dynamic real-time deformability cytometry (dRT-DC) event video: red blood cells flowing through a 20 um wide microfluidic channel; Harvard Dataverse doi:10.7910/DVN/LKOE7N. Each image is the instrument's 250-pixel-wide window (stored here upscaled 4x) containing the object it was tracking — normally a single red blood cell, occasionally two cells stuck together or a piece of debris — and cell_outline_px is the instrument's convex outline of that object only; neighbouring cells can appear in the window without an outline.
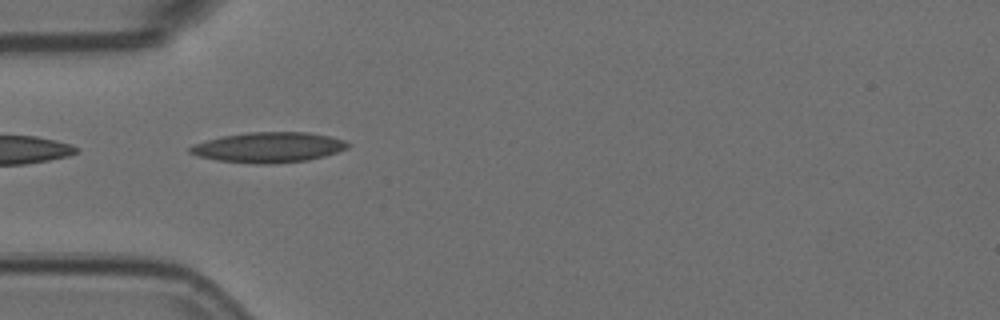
{"species": "Egyptian fruit bat (a non-hibernating species)", "species_latin": "Rousettus aegyptiacus", "temperature_condition": "room temperature", "stored_images_in_passage": 4, "camera_frame_rate_fps": 3000, "um_per_image_px": 0.085, "animal": {"sex": "female"}, "frame": {"image": 1, "passage_image": 1, "time_ms": 0.0, "image_size_px": [1000, 320], "cell_outline_px": [[352, 144], [348, 148], [324, 156], [308, 160], [272, 164], [256, 164], [216, 160], [200, 156], [188, 152], [188, 148], [192, 144], [224, 136], [248, 132], [308, 132], [328, 136], [344, 140]], "centroid_in_image_um": [22.84, 12.53], "position_along_channel_um": 62.2, "area_um2": 27.8}}